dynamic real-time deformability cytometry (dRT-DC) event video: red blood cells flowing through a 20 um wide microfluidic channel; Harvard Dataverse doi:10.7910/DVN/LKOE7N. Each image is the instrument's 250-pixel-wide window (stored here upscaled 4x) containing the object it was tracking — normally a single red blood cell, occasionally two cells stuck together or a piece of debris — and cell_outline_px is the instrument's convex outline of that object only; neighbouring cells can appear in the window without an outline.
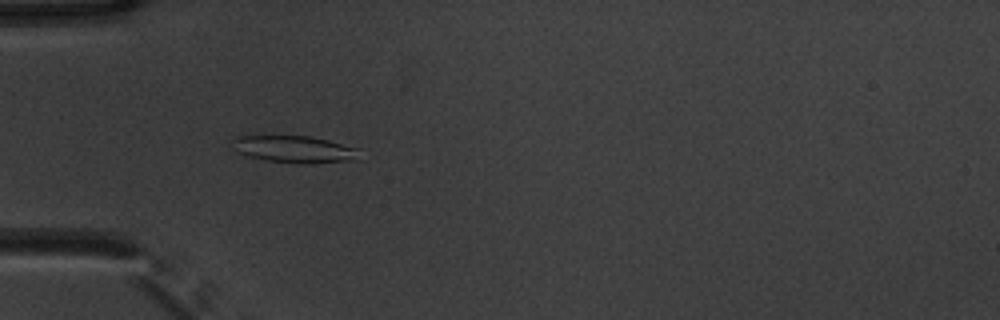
{"species": "common noctule bat (a hibernating species)", "species_latin": "Nyctalus noctula", "temperature_condition": "warm", "stored_images_in_passage": 52, "camera_frame_rate_fps": 3000, "um_per_image_px": 0.085, "animal": {"sex": "male", "body_mass_g": 20.1, "forearm_length_mm": 53.5}, "frame": {"image": 1, "passage_image": 16, "time_ms": 5.0, "image_size_px": [1000, 320], "cell_outline_px": [[360, 160], [312, 164], [300, 164], [268, 160], [248, 156], [232, 148], [232, 140], [236, 136], [312, 136], [360, 148]], "centroid_in_image_um": [25.12, 12.69], "position_along_channel_um": 59.9, "area_um2": 20.35}}
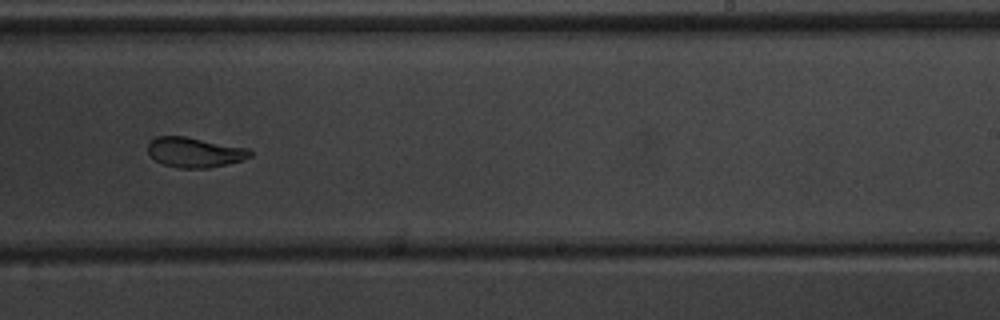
{"frame": {"image": 2, "passage_image": 33, "time_ms": 10.667, "image_size_px": [1000, 320], "cell_outline_px": [[252, 156], [244, 160], [208, 168], [180, 168], [164, 164], [156, 160], [148, 152], [148, 144], [156, 136], [184, 136], [248, 148], [252, 152]], "centroid_in_image_um": [16.57, 12.94], "position_along_channel_um": 272.4, "area_um2": 17.74}}
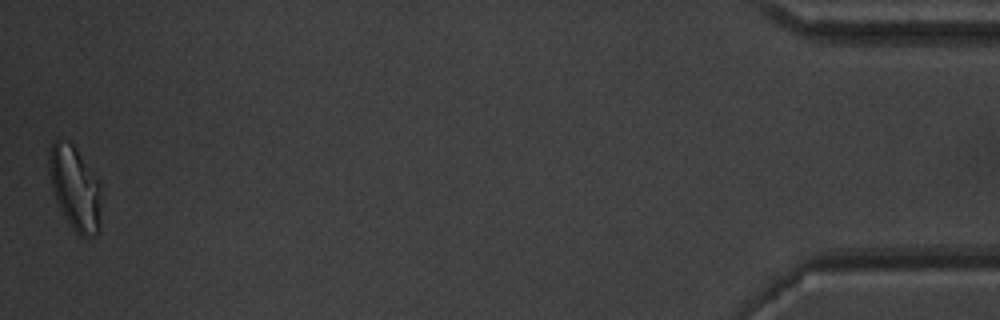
{"frame": {"image": 3, "passage_image": 52, "time_ms": 17.0, "image_size_px": [1000, 320], "cell_outline_px": [[100, 232], [96, 236], [80, 236], [72, 228], [60, 208], [56, 200], [52, 188], [48, 168], [48, 152], [52, 144], [56, 140], [68, 140], [72, 144], [100, 184]], "centroid_in_image_um": [6.36, 16.02], "position_along_channel_um": 428.8, "area_um2": 25.2}, "authors_computed_cell_mechanics": {"area_um2": 20.4034, "velocity_mm_per_s": 3.8372, "shape_relaxation_time_tau1_ms": 5.1238, "shape_relaxation_time_tau2_ms": 2.2225, "deformation_change_tau1": 0.1544, "deformation_change_tau2": 0.0752}}